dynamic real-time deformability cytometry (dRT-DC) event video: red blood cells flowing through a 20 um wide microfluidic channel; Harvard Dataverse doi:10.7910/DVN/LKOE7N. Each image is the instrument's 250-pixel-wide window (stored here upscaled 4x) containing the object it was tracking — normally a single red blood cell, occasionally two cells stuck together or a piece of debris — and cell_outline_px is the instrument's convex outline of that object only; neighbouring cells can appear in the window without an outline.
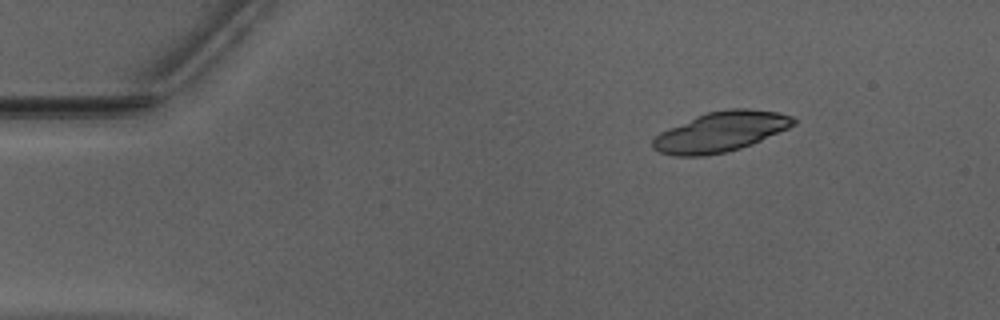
{"species": "Egyptian fruit bat (a non-hibernating species)", "species_latin": "Rousettus aegyptiacus", "temperature_condition": "warm", "stored_images_in_passage": 45, "camera_frame_rate_fps": 3000, "um_per_image_px": 0.085, "animal": {"sex": "male"}, "frame": {"image": 1, "passage_image": 1, "time_ms": 0.0, "image_size_px": [1000, 320], "cell_outline_px": [[796, 124], [788, 128], [752, 144], [740, 148], [724, 152], [704, 156], [672, 156], [660, 152], [652, 148], [652, 140], [660, 132], [668, 128], [696, 116], [708, 112], [732, 108], [748, 108], [776, 112], [792, 116], [796, 120]], "centroid_in_image_um": [61.25, 11.2], "position_along_channel_um": 23.8, "area_um2": 32.66}}